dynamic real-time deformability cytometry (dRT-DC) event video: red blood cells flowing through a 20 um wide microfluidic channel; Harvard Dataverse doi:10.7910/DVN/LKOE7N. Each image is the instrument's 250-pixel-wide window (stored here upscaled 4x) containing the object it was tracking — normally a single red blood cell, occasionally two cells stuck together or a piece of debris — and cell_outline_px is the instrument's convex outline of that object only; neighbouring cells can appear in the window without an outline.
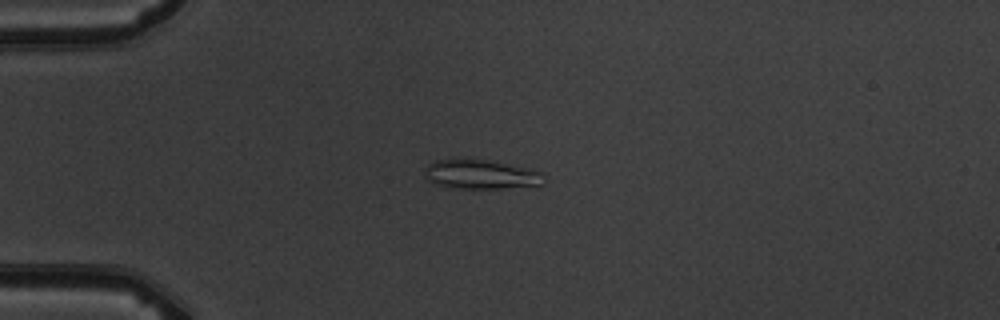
{"species": "common noctule bat (a hibernating species)", "species_latin": "Nyctalus noctula", "temperature_condition": "warm", "stored_images_in_passage": 11, "camera_frame_rate_fps": 3000, "um_per_image_px": 0.085, "animal": {"sex": "male", "body_mass_g": 19.5, "forearm_length_mm": 54.6}, "frame": {"image": 1, "passage_image": 4, "time_ms": 3.667, "image_size_px": [1000, 320], "cell_outline_px": [[548, 176], [544, 184], [504, 188], [452, 188], [436, 184], [428, 180], [424, 176], [424, 172], [428, 164], [436, 160], [460, 156], [488, 160], [528, 168], [540, 172]], "centroid_in_image_um": [40.85, 14.79], "position_along_channel_um": 44.2, "area_um2": 20.98}}
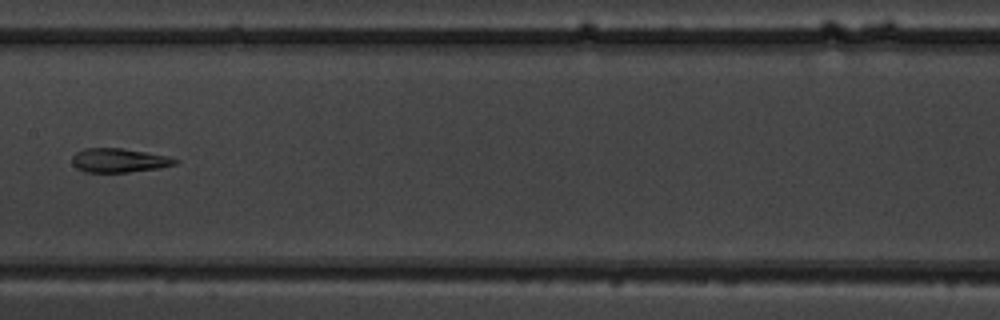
{"frame": {"image": 2, "passage_image": 8, "time_ms": 8.333, "image_size_px": [1000, 320], "cell_outline_px": [[180, 160], [176, 164], [160, 168], [128, 172], [84, 172], [76, 168], [72, 164], [72, 156], [76, 152], [84, 148], [120, 148], [168, 156]], "centroid_in_image_um": [10.09, 13.63], "position_along_channel_um": 197.3, "area_um2": 14.45}}
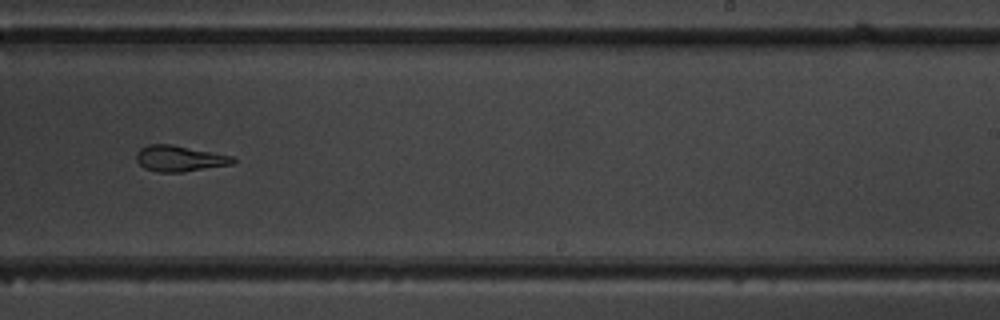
{"frame": {"image": 3, "passage_image": 10, "time_ms": 10.333, "image_size_px": [1000, 320], "cell_outline_px": [[236, 160], [232, 164], [184, 172], [156, 172], [144, 168], [136, 160], [136, 152], [140, 148], [148, 144], [172, 144], [232, 156]], "centroid_in_image_um": [15.22, 13.47], "position_along_channel_um": 273.8, "area_um2": 14.62}}